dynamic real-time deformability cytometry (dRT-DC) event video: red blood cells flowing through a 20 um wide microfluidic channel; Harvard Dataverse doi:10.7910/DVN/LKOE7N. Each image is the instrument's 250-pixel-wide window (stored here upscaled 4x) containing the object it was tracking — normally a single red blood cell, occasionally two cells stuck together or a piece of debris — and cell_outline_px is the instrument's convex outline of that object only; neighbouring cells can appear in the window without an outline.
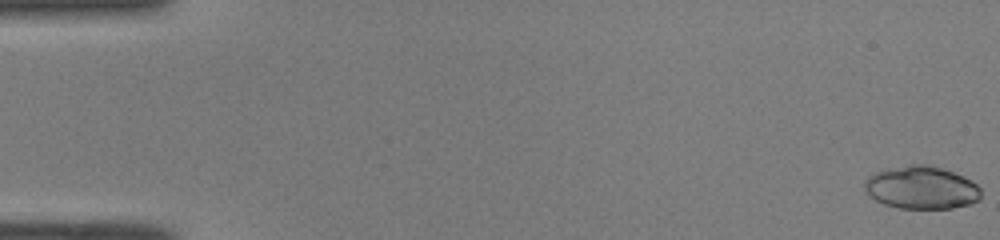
{"species": "common noctule bat (a hibernating species)", "species_latin": "Nyctalus noctula", "temperature_condition": "room temperature", "stored_images_in_passage": 50, "camera_frame_rate_fps": 3000, "um_per_image_px": 0.085, "animal": {"sex": "male", "body_mass_g": 19.0, "forearm_length_mm": 50.8}, "frame": {"image": 1, "passage_image": 1, "time_ms": 0.0, "image_size_px": [1000, 240], "cell_outline_px": [[980, 200], [968, 204], [952, 208], [900, 208], [884, 204], [876, 200], [864, 192], [864, 180], [868, 176], [884, 168], [908, 164], [932, 164], [964, 176], [972, 180], [980, 188]], "centroid_in_image_um": [78.29, 15.92], "position_along_channel_um": 6.7, "area_um2": 29.48}}